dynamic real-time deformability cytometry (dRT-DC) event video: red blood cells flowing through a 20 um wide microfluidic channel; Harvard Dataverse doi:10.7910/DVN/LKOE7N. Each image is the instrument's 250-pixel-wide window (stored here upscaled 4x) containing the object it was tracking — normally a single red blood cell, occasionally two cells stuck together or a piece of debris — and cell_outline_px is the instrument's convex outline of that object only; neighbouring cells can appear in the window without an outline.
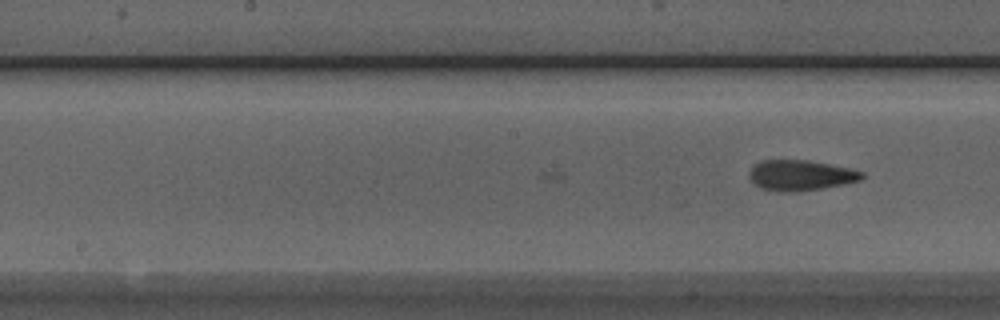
{"species": "Egyptian fruit bat (a non-hibernating species)", "species_latin": "Rousettus aegyptiacus", "temperature_condition": "room temperature", "stored_images_in_passage": 9, "camera_frame_rate_fps": 3000, "um_per_image_px": 0.085, "animal": {"sex": "male"}, "frame": {"image": 1, "passage_image": 9, "time_ms": 2.667, "image_size_px": [1000, 320], "cell_outline_px": [[864, 176], [860, 180], [844, 184], [824, 188], [800, 192], [776, 192], [760, 188], [748, 176], [748, 172], [760, 160], [808, 160], [848, 168], [864, 172]], "centroid_in_image_um": [68.03, 14.92], "position_along_channel_um": 180.2, "area_um2": 20.11}}